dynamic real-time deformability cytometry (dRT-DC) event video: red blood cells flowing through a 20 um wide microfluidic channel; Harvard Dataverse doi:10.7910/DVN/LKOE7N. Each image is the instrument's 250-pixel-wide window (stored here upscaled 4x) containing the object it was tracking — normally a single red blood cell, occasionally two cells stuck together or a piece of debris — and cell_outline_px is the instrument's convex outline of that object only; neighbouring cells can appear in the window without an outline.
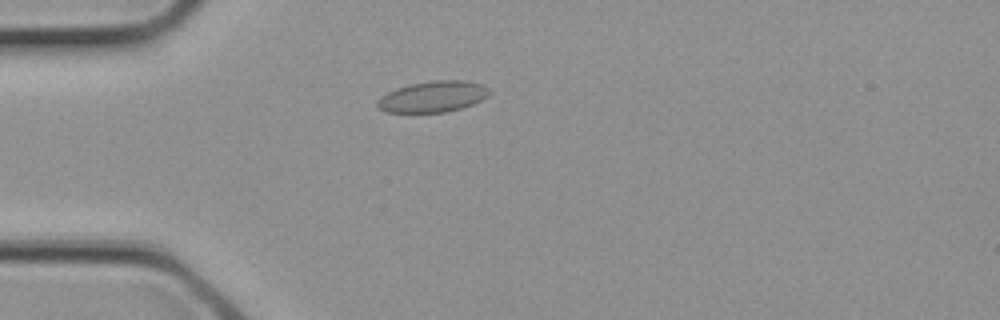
{"species": "common noctule bat (a hibernating species)", "species_latin": "Nyctalus noctula", "temperature_condition": "cold", "stored_images_in_passage": 2, "camera_frame_rate_fps": 3000, "um_per_image_px": 0.085, "animal": {"sex": "female", "body_mass_g": 21.9}, "frame": {"image": 1, "passage_image": 2, "time_ms": 0.333, "image_size_px": [1000, 320], "cell_outline_px": [[492, 92], [488, 96], [472, 104], [448, 112], [384, 112], [376, 108], [376, 100], [380, 96], [396, 88], [412, 84], [436, 80], [464, 80], [480, 84], [488, 88]], "centroid_in_image_um": [36.76, 8.22], "position_along_channel_um": 48.2, "area_um2": 20.29}}